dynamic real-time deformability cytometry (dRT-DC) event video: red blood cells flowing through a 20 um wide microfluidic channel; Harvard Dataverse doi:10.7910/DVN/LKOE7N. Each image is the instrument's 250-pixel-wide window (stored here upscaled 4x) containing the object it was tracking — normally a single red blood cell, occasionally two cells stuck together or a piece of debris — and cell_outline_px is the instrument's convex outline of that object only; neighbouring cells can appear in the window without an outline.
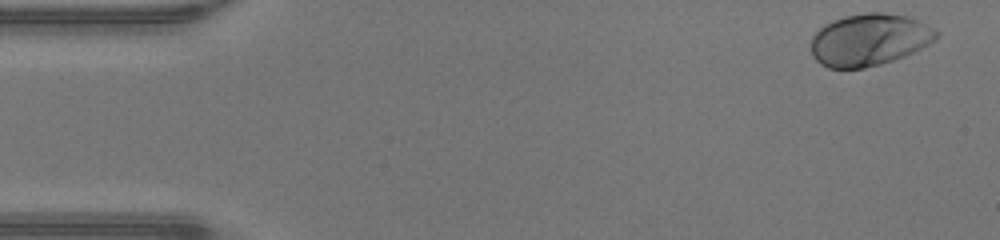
{"species": "human", "species_latin": "Homo sapiens", "temperature_condition": "warm", "stored_images_in_passage": 46, "camera_frame_rate_fps": 3000, "um_per_image_px": 0.085, "donor": {"sex": "male"}, "frame": {"image": 1, "passage_image": 1, "time_ms": 0.0, "image_size_px": [1000, 240], "cell_outline_px": [[940, 36], [936, 40], [904, 56], [880, 64], [864, 68], [828, 68], [820, 64], [812, 56], [812, 36], [824, 24], [832, 20], [844, 16], [868, 12], [884, 12], [908, 16], [940, 32]], "centroid_in_image_um": [73.88, 3.37], "position_along_channel_um": 11.1, "area_um2": 37.97}}
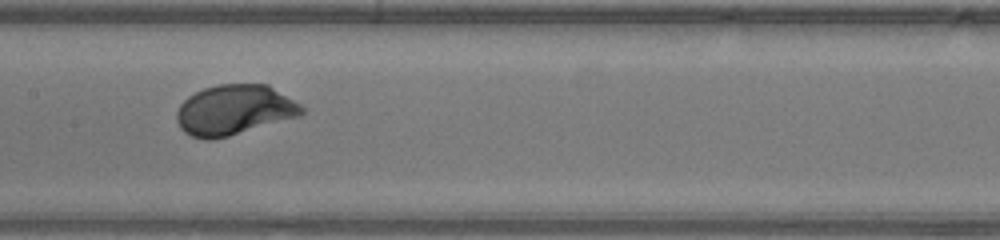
{"frame": {"image": 2, "passage_image": 22, "time_ms": 7.0, "image_size_px": [1000, 240], "cell_outline_px": [[304, 112], [300, 116], [228, 136], [208, 140], [192, 136], [184, 132], [180, 128], [176, 120], [176, 112], [180, 104], [188, 96], [204, 88], [220, 84], [268, 84], [300, 104], [304, 108]], "centroid_in_image_um": [19.9, 9.34], "position_along_channel_um": 187.5, "area_um2": 36.41}}
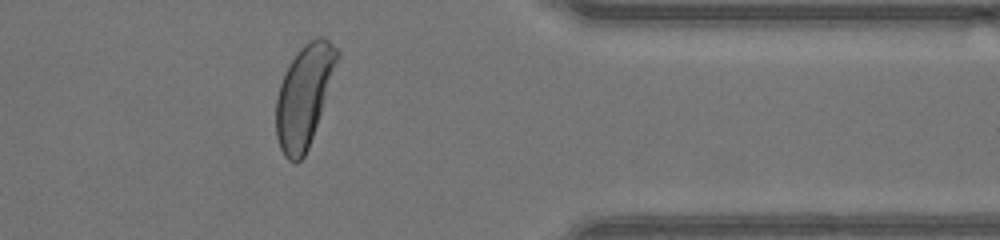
{"frame": {"image": 3, "passage_image": 37, "time_ms": 12.0, "image_size_px": [1000, 240], "cell_outline_px": [[340, 56], [308, 148], [304, 156], [296, 164], [288, 160], [284, 156], [280, 148], [276, 136], [276, 96], [280, 84], [288, 64], [300, 48], [308, 40], [316, 36], [324, 36], [340, 48]], "centroid_in_image_um": [25.85, 8.1], "position_along_channel_um": 385.5, "area_um2": 36.24}, "authors_computed_cell_mechanics": {"area_um2": 36.4429, "velocity_mm_per_s": 4.3317, "shape_relaxation_time_tau1_ms": 1.3857, "shape_relaxation_time_tau2_ms": null, "deformation_change_tau1": 0.1582, "deformation_change_tau2": null}}